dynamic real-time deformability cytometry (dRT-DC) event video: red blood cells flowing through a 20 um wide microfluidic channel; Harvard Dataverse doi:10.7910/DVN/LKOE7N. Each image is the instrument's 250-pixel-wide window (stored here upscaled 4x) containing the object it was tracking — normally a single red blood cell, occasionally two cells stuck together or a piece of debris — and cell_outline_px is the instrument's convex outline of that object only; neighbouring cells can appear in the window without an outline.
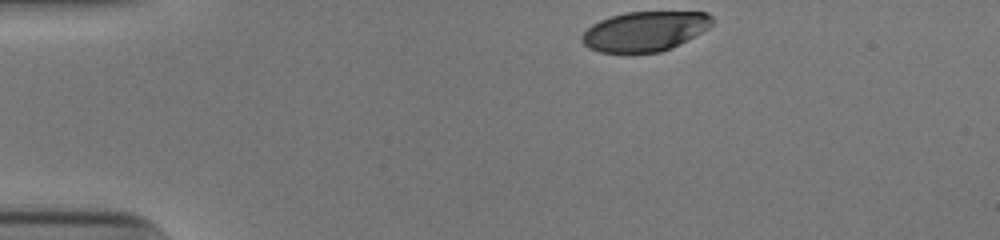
{"species": "human", "species_latin": "Homo sapiens", "temperature_condition": "cold", "stored_images_in_passage": 34, "camera_frame_rate_fps": 3000, "um_per_image_px": 0.085, "donor": {"sex": "male"}, "frame": {"image": 1, "passage_image": 1, "time_ms": 0.0, "image_size_px": [1000, 240], "cell_outline_px": [[712, 24], [708, 28], [672, 48], [660, 52], [600, 52], [588, 48], [580, 40], [580, 36], [592, 24], [600, 20], [624, 12], [708, 12], [712, 16]], "centroid_in_image_um": [54.79, 2.65], "position_along_channel_um": 30.2, "area_um2": 30.06}}
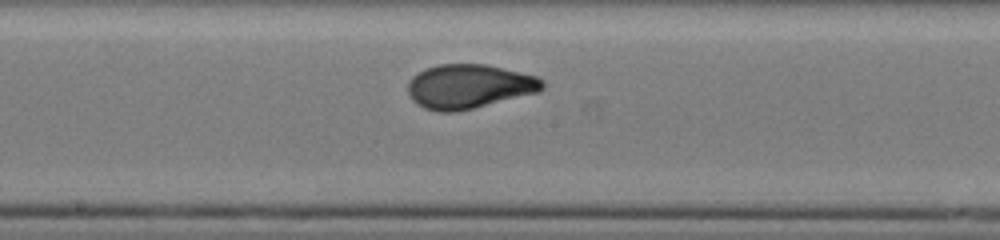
{"frame": {"image": 2, "passage_image": 20, "time_ms": 6.333, "image_size_px": [1000, 240], "cell_outline_px": [[544, 88], [540, 92], [472, 108], [452, 112], [440, 112], [424, 108], [416, 104], [412, 100], [408, 92], [408, 80], [416, 72], [440, 64], [488, 64], [536, 76], [544, 80]], "centroid_in_image_um": [39.86, 7.34], "position_along_channel_um": 208.3, "area_um2": 34.74}}
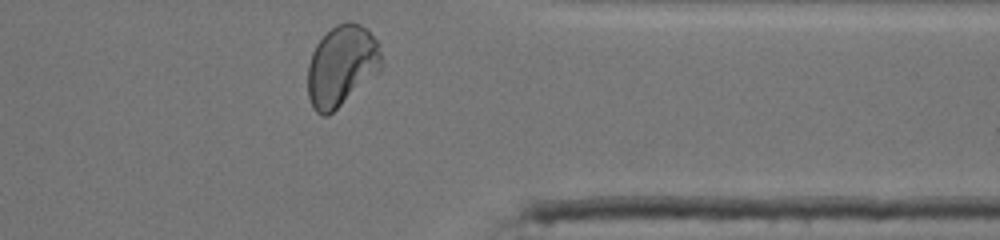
{"frame": {"image": 3, "passage_image": 34, "time_ms": 11.0, "image_size_px": [1000, 240], "cell_outline_px": [[380, 72], [328, 116], [324, 116], [316, 112], [308, 96], [308, 64], [312, 52], [316, 44], [336, 24], [348, 20], [360, 24], [368, 28], [380, 44]], "centroid_in_image_um": [29.05, 5.58], "position_along_channel_um": 382.3, "area_um2": 34.85}, "authors_computed_cell_mechanics": {"area_um2": 34.0442, "velocity_mm_per_s": 3.8882, "shape_relaxation_time_tau1_ms": 4.3149, "shape_relaxation_time_tau2_ms": null, "deformation_change_tau1": 0.1879, "deformation_change_tau2": null}}